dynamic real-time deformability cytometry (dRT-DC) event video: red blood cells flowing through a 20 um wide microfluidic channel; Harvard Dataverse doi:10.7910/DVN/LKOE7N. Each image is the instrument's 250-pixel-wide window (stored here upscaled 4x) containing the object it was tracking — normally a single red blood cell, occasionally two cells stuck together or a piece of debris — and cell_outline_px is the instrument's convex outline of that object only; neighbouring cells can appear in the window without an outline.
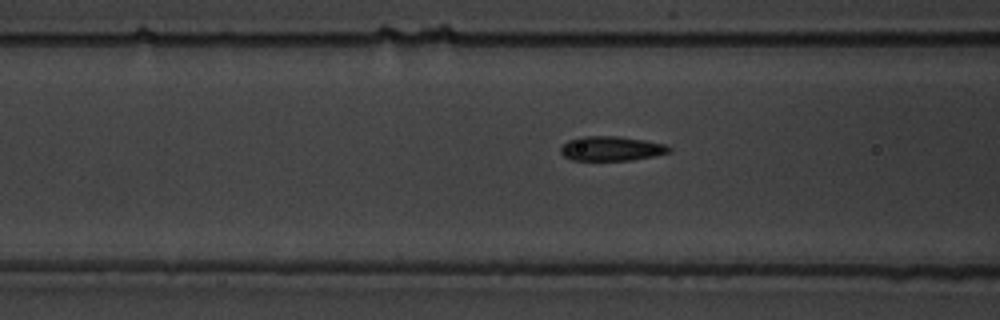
{"species": "common noctule bat (a hibernating species)", "species_latin": "Nyctalus noctula", "temperature_condition": "warm", "stored_images_in_passage": 35, "camera_frame_rate_fps": 3000, "um_per_image_px": 0.085, "animal": {"sex": "male", "body_mass_g": 19.5, "forearm_length_mm": 54.6}, "frame": {"image": 1, "passage_image": 6, "time_ms": 1.667, "image_size_px": [1000, 320], "cell_outline_px": [[672, 152], [632, 160], [572, 160], [564, 156], [560, 152], [560, 148], [568, 140], [580, 136], [620, 136], [644, 140], [664, 144], [672, 148]], "centroid_in_image_um": [51.96, 12.62], "position_along_channel_um": 114.6, "area_um2": 15.55}}
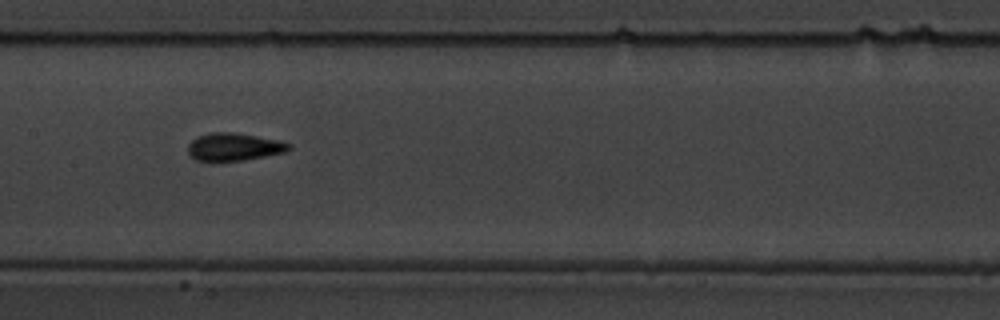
{"frame": {"image": 2, "passage_image": 12, "time_ms": 3.667, "image_size_px": [1000, 320], "cell_outline_px": [[292, 148], [284, 152], [264, 156], [240, 160], [196, 160], [188, 152], [188, 144], [196, 136], [212, 132], [236, 132], [280, 140], [292, 144]], "centroid_in_image_um": [19.91, 12.45], "position_along_channel_um": 187.5, "area_um2": 16.18}}
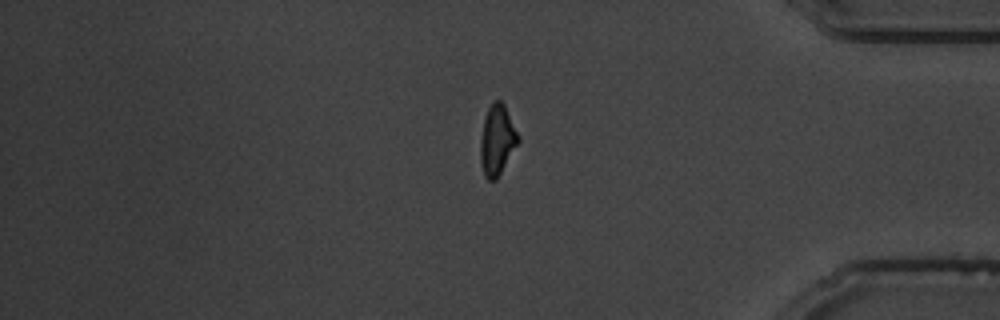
{"frame": {"image": 3, "passage_image": 31, "time_ms": 10.0, "image_size_px": [1000, 320], "cell_outline_px": [[520, 140], [496, 180], [488, 180], [484, 176], [480, 160], [480, 140], [484, 116], [492, 100], [500, 100], [504, 104], [520, 136]], "centroid_in_image_um": [42.25, 11.88], "position_along_channel_um": 393.0, "area_um2": 15.61}, "authors_computed_cell_mechanics": {"area_um2": 15.5482, "velocity_mm_per_s": 3.6406, "shape_relaxation_time_tau1_ms": 4.9807, "shape_relaxation_time_tau2_ms": 2.1026, "deformation_change_tau1": 0.1412, "deformation_change_tau2": 0.0762}}